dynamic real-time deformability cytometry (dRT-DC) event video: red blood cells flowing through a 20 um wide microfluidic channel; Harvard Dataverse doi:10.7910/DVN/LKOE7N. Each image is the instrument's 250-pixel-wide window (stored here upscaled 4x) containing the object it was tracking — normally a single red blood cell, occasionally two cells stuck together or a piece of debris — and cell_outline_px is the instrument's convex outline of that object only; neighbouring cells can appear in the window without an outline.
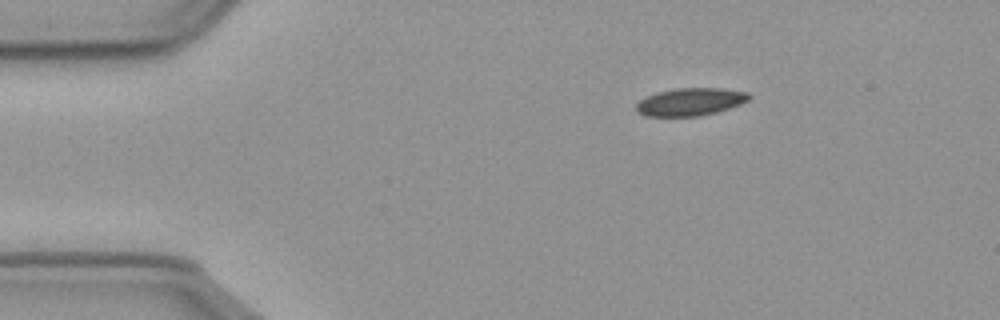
{"species": "common noctule bat (a hibernating species)", "species_latin": "Nyctalus noctula", "temperature_condition": "cold", "stored_images_in_passage": 9, "camera_frame_rate_fps": 3000, "um_per_image_px": 0.085, "animal": {"sex": "male", "body_mass_g": 23.1, "forearm_length_mm": 52.7}, "frame": {"image": 1, "passage_image": 1, "time_ms": 0.0, "image_size_px": [1000, 320], "cell_outline_px": [[752, 96], [748, 100], [740, 104], [716, 112], [700, 116], [644, 116], [636, 112], [636, 104], [640, 100], [656, 92], [676, 88], [720, 88], [748, 92]], "centroid_in_image_um": [58.67, 8.65], "position_along_channel_um": 26.3, "area_um2": 18.21}}